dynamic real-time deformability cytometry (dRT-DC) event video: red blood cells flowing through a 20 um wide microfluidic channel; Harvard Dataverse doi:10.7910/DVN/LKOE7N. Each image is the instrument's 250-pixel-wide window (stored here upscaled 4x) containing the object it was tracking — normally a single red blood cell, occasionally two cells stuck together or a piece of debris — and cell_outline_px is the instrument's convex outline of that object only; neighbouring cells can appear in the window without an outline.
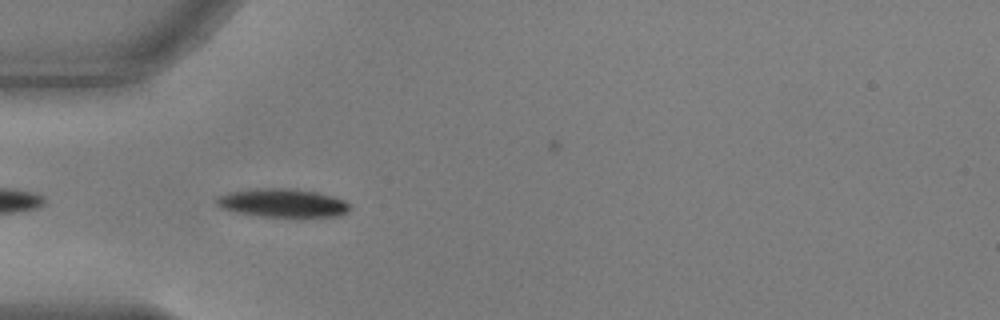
{"species": "common noctule bat (a hibernating species)", "species_latin": "Nyctalus noctula", "temperature_condition": "warm", "stored_images_in_passage": 6, "camera_frame_rate_fps": 3000, "um_per_image_px": 0.085, "animal": {"sex": "male", "body_mass_g": 17.9, "forearm_length_mm": 54.2}, "frame": {"image": 1, "passage_image": 3, "time_ms": 0.667, "image_size_px": [1000, 320], "cell_outline_px": [[352, 208], [348, 212], [340, 216], [260, 216], [236, 212], [220, 208], [216, 204], [216, 196], [228, 192], [256, 188], [296, 188], [320, 192], [336, 196], [352, 204]], "centroid_in_image_um": [24.06, 17.23], "position_along_channel_um": 60.9, "area_um2": 22.54}}